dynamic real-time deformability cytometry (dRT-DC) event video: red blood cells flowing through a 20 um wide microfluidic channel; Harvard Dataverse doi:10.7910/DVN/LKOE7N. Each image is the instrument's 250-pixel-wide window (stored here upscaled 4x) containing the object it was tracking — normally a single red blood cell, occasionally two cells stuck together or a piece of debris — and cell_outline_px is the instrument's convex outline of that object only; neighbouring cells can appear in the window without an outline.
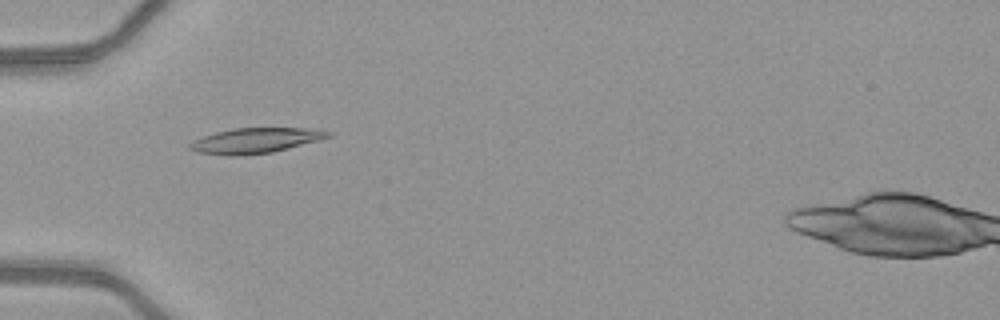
{"species": "common noctule bat (a hibernating species)", "species_latin": "Nyctalus noctula", "temperature_condition": "warm", "stored_images_in_passage": 51, "camera_frame_rate_fps": 3000, "um_per_image_px": 0.085, "animal": {"sex": "female", "body_mass_g": 21.9}, "frame": {"image": 1, "passage_image": 18, "time_ms": 5.667, "image_size_px": [1000, 320], "cell_outline_px": [[332, 136], [320, 140], [272, 152], [240, 156], [228, 156], [196, 152], [188, 148], [188, 144], [204, 136], [216, 132], [232, 128], [320, 128], [332, 132]], "centroid_in_image_um": [21.75, 11.94], "position_along_channel_um": 63.2, "area_um2": 20.52}}
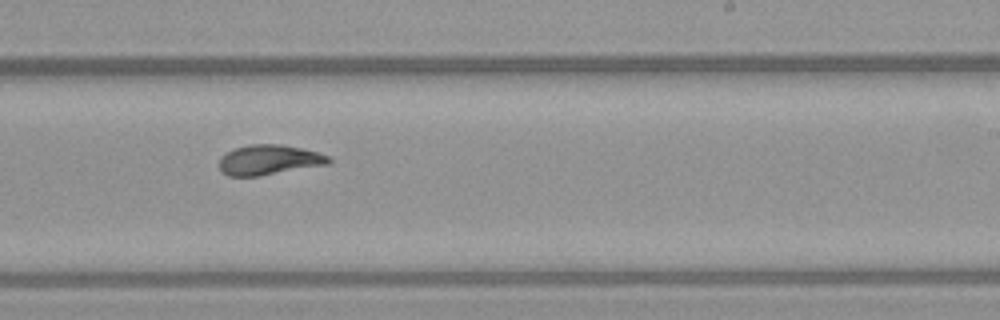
{"frame": {"image": 2, "passage_image": 33, "time_ms": 10.667, "image_size_px": [1000, 320], "cell_outline_px": [[332, 160], [328, 164], [260, 176], [228, 176], [220, 172], [220, 156], [236, 148], [252, 144], [280, 144], [300, 148], [316, 152], [328, 156]], "centroid_in_image_um": [22.84, 13.6], "position_along_channel_um": 266.2, "area_um2": 19.02}}
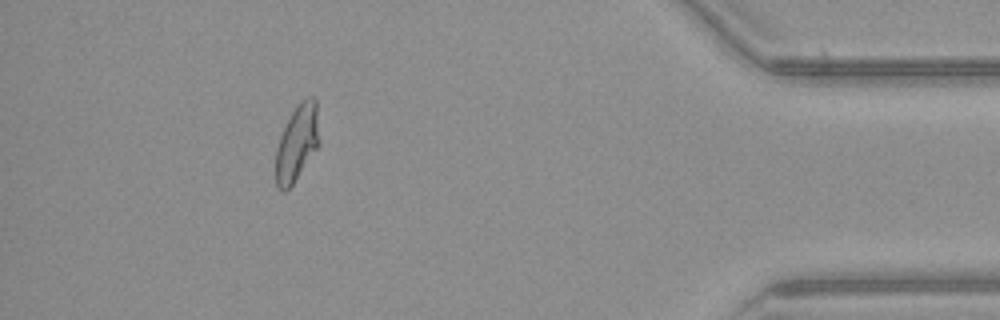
{"frame": {"image": 3, "passage_image": 47, "time_ms": 15.333, "image_size_px": [1000, 320], "cell_outline_px": [[320, 144], [292, 184], [284, 192], [276, 184], [276, 148], [280, 136], [292, 112], [300, 100], [308, 96], [316, 96], [320, 140]], "centroid_in_image_um": [25.28, 12.08], "position_along_channel_um": 409.9, "area_um2": 19.31}, "authors_computed_cell_mechanics": {"area_um2": 19.8254, "velocity_mm_per_s": 4.1271, "shape_relaxation_time_tau1_ms": 10.8006, "shape_relaxation_time_tau2_ms": 1.8397, "deformation_change_tau1": 0.3063, "deformation_change_tau2": 0.0782}}